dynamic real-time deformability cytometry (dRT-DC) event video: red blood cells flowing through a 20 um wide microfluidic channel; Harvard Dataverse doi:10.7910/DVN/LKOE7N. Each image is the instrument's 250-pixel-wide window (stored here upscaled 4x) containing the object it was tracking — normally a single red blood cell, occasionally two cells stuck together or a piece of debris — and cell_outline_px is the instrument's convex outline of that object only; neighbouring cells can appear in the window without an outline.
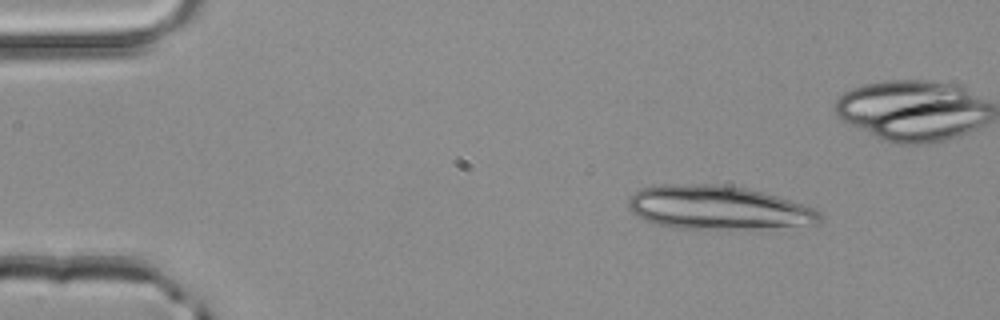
{"species": "common noctule bat (a hibernating species)", "species_latin": "Nyctalus noctula", "temperature_condition": "room temperature", "stored_images_in_passage": 5, "segment_of_instrument_passage": [1, 2], "camera_frame_rate_fps": 3000, "um_per_image_px": 0.085, "animal": {"sex": "male", "body_mass_g": 20.4}, "frame": {"image": 1, "passage_image": 1, "time_ms": 0.0, "image_size_px": [1000, 320], "cell_outline_px": [[820, 224], [764, 228], [672, 228], [656, 224], [632, 212], [628, 208], [628, 200], [640, 188], [660, 184], [720, 184], [744, 188], [776, 196], [816, 208], [820, 212]], "centroid_in_image_um": [61.04, 17.64], "position_along_channel_um": 24.0, "area_um2": 48.44}}